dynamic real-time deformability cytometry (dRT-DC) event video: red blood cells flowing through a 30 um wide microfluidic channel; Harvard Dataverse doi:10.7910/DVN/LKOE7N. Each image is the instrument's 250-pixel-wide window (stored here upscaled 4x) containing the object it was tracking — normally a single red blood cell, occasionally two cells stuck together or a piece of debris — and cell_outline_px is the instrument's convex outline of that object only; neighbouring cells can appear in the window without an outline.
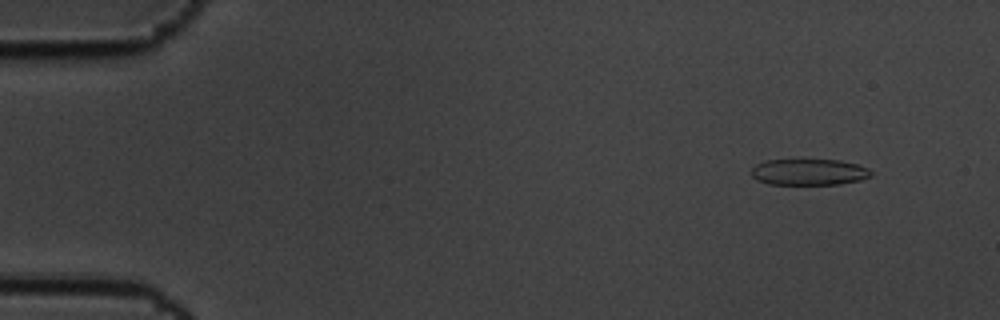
{"species": "common noctule bat (a hibernating species)", "species_latin": "Nyctalus noctula", "temperature_condition": "cold", "stored_images_in_passage": 6, "camera_frame_rate_fps": 3000, "um_per_image_px": 0.085, "animal": {"sex": "male", "body_mass_g": 19.5, "forearm_length_mm": 54.6}, "frame": {"image": 1, "passage_image": 2, "time_ms": 0.333, "image_size_px": [1000, 320], "cell_outline_px": [[872, 176], [860, 180], [840, 184], [768, 184], [756, 180], [752, 176], [752, 168], [756, 164], [764, 160], [840, 160], [856, 164], [868, 168], [872, 172]], "centroid_in_image_um": [68.76, 14.62], "position_along_channel_um": 16.2, "area_um2": 18.32}}
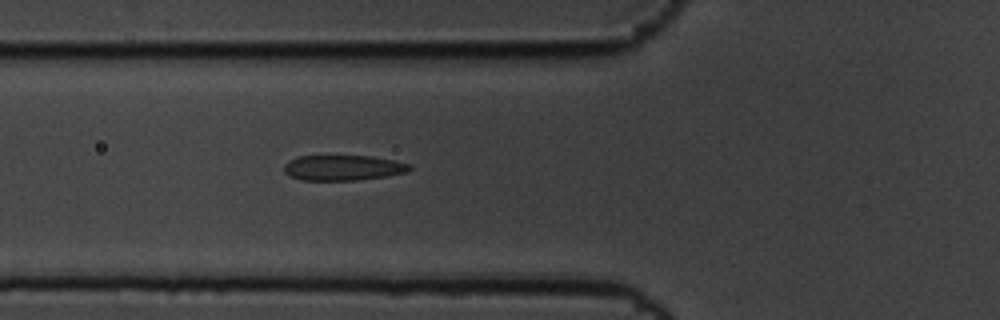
{"frame": {"image": 2, "passage_image": 6, "time_ms": 1.667, "image_size_px": [1000, 320], "cell_outline_px": [[412, 168], [408, 172], [384, 176], [356, 180], [300, 180], [284, 172], [284, 164], [288, 160], [296, 156], [372, 156], [392, 160], [408, 164]], "centroid_in_image_um": [29.11, 14.25], "position_along_channel_um": 96.7, "area_um2": 18.44}}